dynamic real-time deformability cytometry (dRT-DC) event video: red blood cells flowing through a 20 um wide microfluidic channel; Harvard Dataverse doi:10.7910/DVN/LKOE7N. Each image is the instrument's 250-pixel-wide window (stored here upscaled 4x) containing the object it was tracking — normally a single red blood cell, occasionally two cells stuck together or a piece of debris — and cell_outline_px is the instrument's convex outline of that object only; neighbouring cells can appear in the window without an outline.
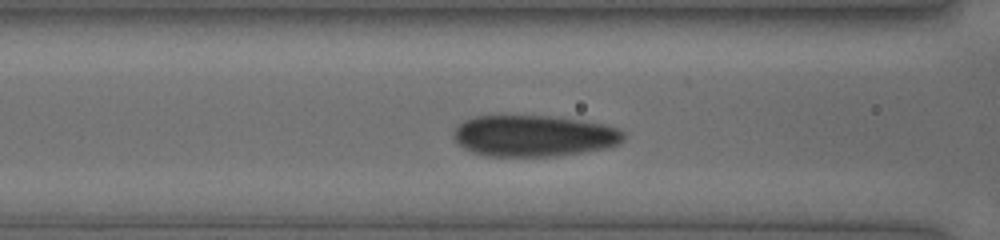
{"species": "human", "species_latin": "Homo sapiens", "temperature_condition": "cold", "stored_images_in_passage": 31, "camera_frame_rate_fps": 3000, "um_per_image_px": 0.085, "donor": {"sex": "female"}, "frame": {"image": 1, "passage_image": 8, "time_ms": 2.333, "image_size_px": [1000, 240], "cell_outline_px": [[624, 140], [620, 144], [612, 148], [556, 156], [484, 156], [472, 152], [464, 148], [452, 136], [452, 132], [464, 120], [476, 116], [548, 116], [580, 120], [604, 124], [616, 128], [624, 132]], "centroid_in_image_um": [45.41, 11.56], "position_along_channel_um": 121.2, "area_um2": 41.15}}
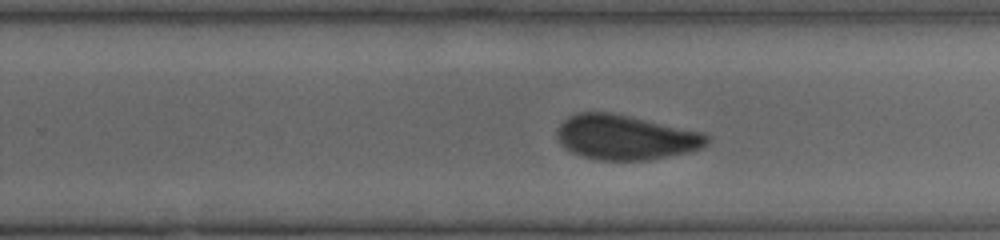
{"frame": {"image": 2, "passage_image": 19, "time_ms": 6.0, "image_size_px": [1000, 240], "cell_outline_px": [[708, 144], [704, 148], [692, 152], [648, 160], [596, 160], [580, 156], [564, 148], [560, 144], [556, 136], [556, 132], [560, 124], [568, 116], [576, 112], [612, 112], [704, 132], [708, 136]], "centroid_in_image_um": [53.17, 11.68], "position_along_channel_um": 276.6, "area_um2": 39.71}}
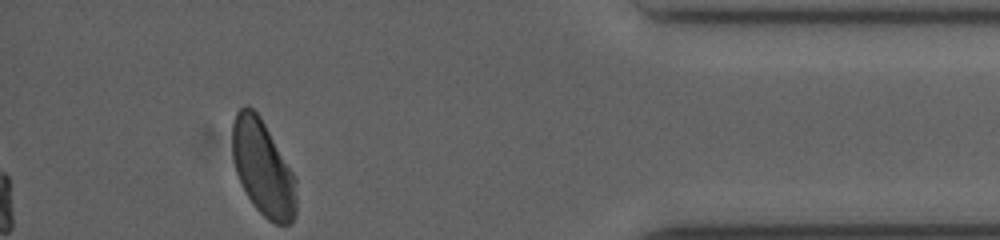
{"frame": {"image": 3, "passage_image": 31, "time_ms": 10.0, "image_size_px": [1000, 240], "cell_outline_px": [[296, 212], [292, 224], [276, 224], [268, 220], [256, 208], [248, 196], [236, 172], [232, 152], [232, 124], [236, 112], [244, 104], [252, 108], [260, 116], [296, 176]], "centroid_in_image_um": [22.36, 14.27], "position_along_channel_um": 412.8, "area_um2": 35.66}}